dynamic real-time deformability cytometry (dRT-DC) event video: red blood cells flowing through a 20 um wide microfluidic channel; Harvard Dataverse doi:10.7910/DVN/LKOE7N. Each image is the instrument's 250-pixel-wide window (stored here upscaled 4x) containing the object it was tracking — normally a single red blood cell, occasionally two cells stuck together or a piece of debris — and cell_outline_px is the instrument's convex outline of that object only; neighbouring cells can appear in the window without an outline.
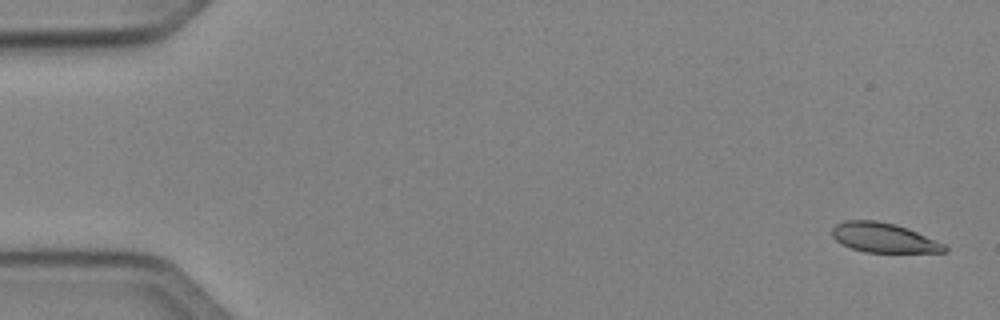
{"species": "Egyptian fruit bat (a non-hibernating species)", "species_latin": "Rousettus aegyptiacus", "temperature_condition": "cold", "stored_images_in_passage": 4, "camera_frame_rate_fps": 3000, "um_per_image_px": 0.085, "animal": {"sex": "female"}, "frame": {"image": 1, "passage_image": 1, "time_ms": 0.0, "image_size_px": [1000, 320], "cell_outline_px": [[948, 252], [864, 252], [852, 248], [836, 240], [832, 236], [832, 228], [836, 224], [844, 220], [876, 220], [896, 224], [908, 228], [944, 244], [948, 248]], "centroid_in_image_um": [75.11, 20.2], "position_along_channel_um": 9.9, "area_um2": 19.31}}